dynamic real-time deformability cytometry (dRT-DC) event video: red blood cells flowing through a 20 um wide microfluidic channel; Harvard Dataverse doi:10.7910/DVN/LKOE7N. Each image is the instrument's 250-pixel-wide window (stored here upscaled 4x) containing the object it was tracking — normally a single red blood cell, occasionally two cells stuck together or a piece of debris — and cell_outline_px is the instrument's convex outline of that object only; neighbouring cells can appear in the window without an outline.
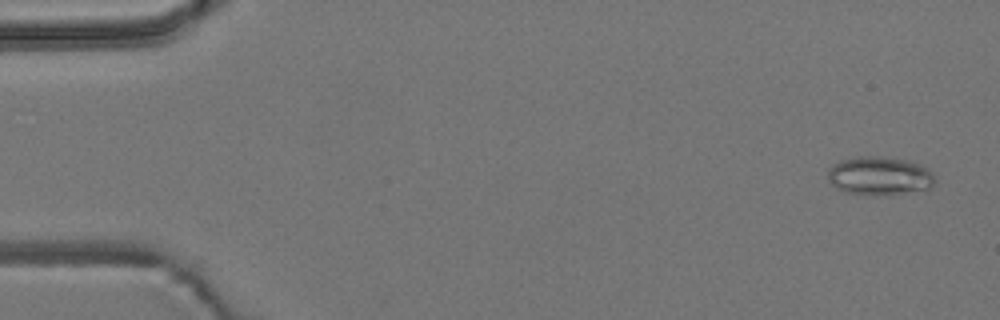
{"species": "common noctule bat (a hibernating species)", "species_latin": "Nyctalus noctula", "temperature_condition": "room temperature", "stored_images_in_passage": 54, "camera_frame_rate_fps": 3000, "um_per_image_px": 0.085, "animal": {"sex": "male", "body_mass_g": 19.2, "forearm_length_mm": 51.8}, "frame": {"image": 1, "passage_image": 3, "time_ms": 0.667, "image_size_px": [1000, 320], "cell_outline_px": [[936, 180], [932, 188], [888, 196], [864, 196], [844, 192], [836, 188], [828, 180], [828, 168], [832, 164], [840, 160], [856, 156], [876, 156], [908, 160], [920, 164], [928, 168], [932, 172]], "centroid_in_image_um": [74.76, 14.97], "position_along_channel_um": 10.2, "area_um2": 24.85}}
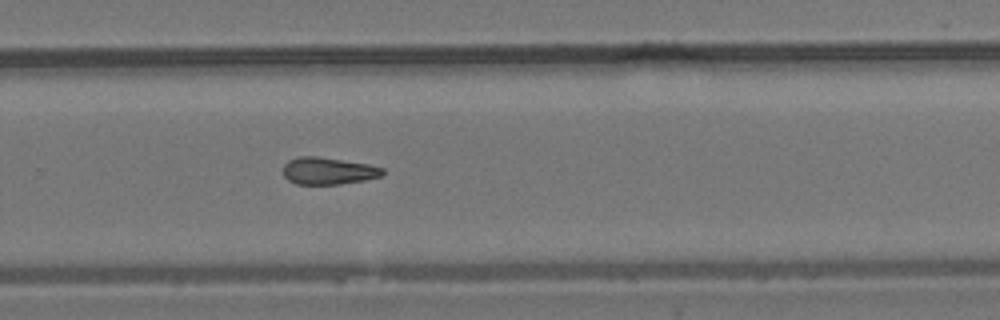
{"frame": {"image": 2, "passage_image": 36, "time_ms": 11.667, "image_size_px": [1000, 320], "cell_outline_px": [[384, 172], [380, 176], [364, 180], [340, 184], [296, 184], [288, 180], [284, 176], [284, 164], [288, 160], [300, 156], [316, 156], [368, 164], [384, 168]], "centroid_in_image_um": [27.88, 14.52], "position_along_channel_um": 301.9, "area_um2": 15.61}}
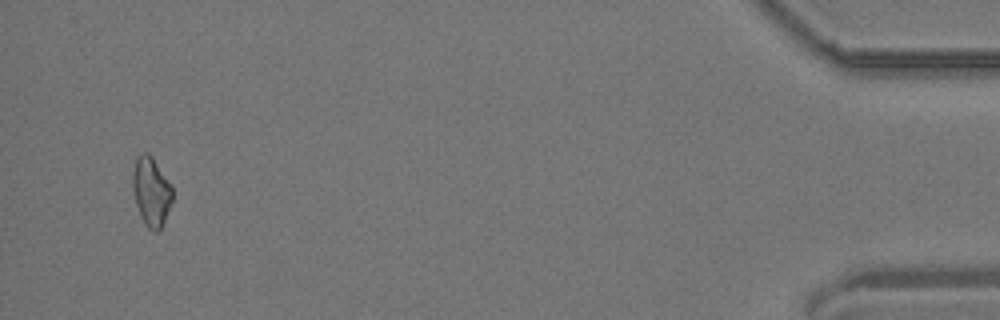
{"frame": {"image": 3, "passage_image": 52, "time_ms": 17.0, "image_size_px": [1000, 320], "cell_outline_px": [[172, 200], [164, 220], [160, 228], [156, 232], [152, 232], [144, 224], [140, 216], [132, 192], [132, 172], [136, 156], [140, 152], [148, 152], [152, 156], [172, 184]], "centroid_in_image_um": [12.83, 16.24], "position_along_channel_um": 422.4, "area_um2": 16.3}}